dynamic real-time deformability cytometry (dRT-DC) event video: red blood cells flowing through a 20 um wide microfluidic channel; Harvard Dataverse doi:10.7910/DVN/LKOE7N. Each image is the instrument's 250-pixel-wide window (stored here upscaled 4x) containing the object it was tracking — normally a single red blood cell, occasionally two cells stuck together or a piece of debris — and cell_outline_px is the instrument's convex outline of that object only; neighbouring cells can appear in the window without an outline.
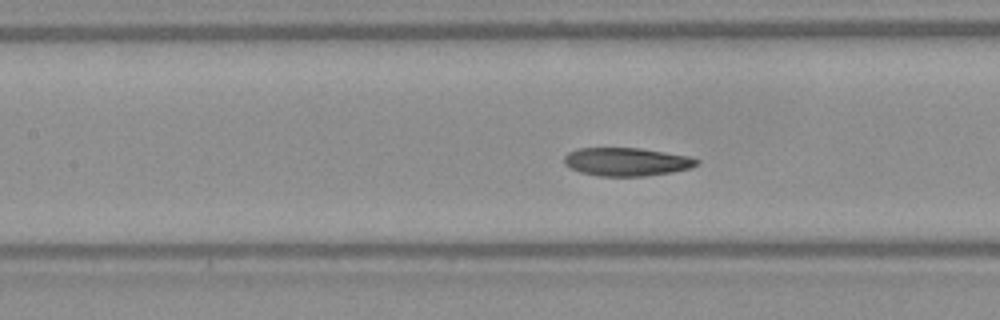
{"species": "Egyptian fruit bat (a non-hibernating species)", "species_latin": "Rousettus aegyptiacus", "temperature_condition": "warm", "stored_images_in_passage": 43, "camera_frame_rate_fps": 3000, "um_per_image_px": 0.085, "frame": {"image": 1, "passage_image": 13, "time_ms": 4.0, "image_size_px": [1000, 320], "cell_outline_px": [[700, 164], [692, 168], [672, 172], [644, 176], [596, 176], [580, 172], [568, 168], [564, 164], [564, 156], [568, 152], [576, 148], [640, 148], [688, 156], [700, 160]], "centroid_in_image_um": [53.24, 13.75], "position_along_channel_um": 154.2, "area_um2": 22.08}, "authors_computed_cell_mechanics": {"area_um2": 22.0796, "velocity_mm_per_s": 3.8627, "shape_relaxation_time_tau1_ms": 4.2088, "shape_relaxation_time_tau2_ms": 1.4988, "deformation_change_tau1": 0.1525, "deformation_change_tau2": 0.0755}}